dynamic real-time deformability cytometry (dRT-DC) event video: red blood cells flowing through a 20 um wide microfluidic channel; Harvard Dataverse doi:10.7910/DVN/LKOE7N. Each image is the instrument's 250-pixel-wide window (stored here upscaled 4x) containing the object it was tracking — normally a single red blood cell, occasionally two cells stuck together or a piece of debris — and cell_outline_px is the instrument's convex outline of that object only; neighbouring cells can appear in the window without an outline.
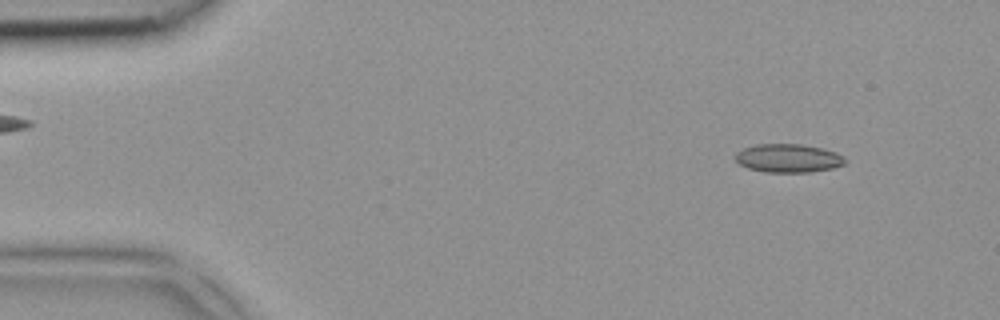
{"species": "common noctule bat (a hibernating species)", "species_latin": "Nyctalus noctula", "temperature_condition": "room temperature", "stored_images_in_passage": 4, "camera_frame_rate_fps": 3000, "um_per_image_px": 0.085, "animal": {"sex": "female", "body_mass_g": 18.4}, "frame": {"image": 1, "passage_image": 1, "time_ms": 0.0, "image_size_px": [1000, 320], "cell_outline_px": [[844, 164], [832, 168], [808, 172], [764, 172], [748, 168], [740, 164], [732, 156], [736, 152], [744, 148], [756, 144], [800, 144], [820, 148], [836, 152], [844, 156]], "centroid_in_image_um": [66.95, 13.44], "position_along_channel_um": 18.0, "area_um2": 18.15}}
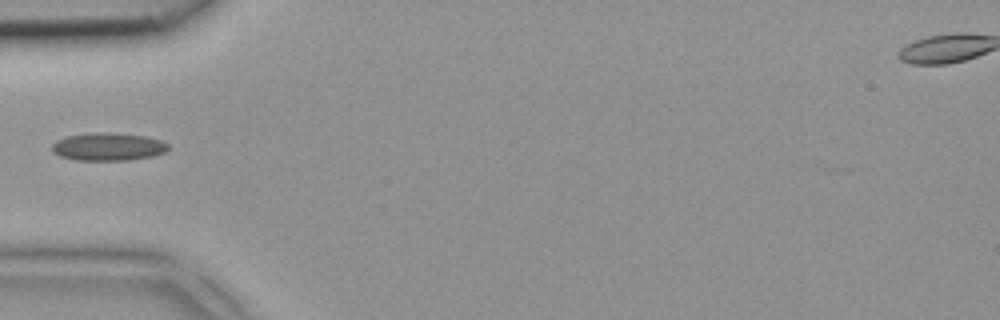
{"frame": {"image": 2, "passage_image": 4, "time_ms": 1.0, "image_size_px": [1000, 320], "cell_outline_px": [[168, 148], [164, 152], [152, 156], [128, 160], [76, 160], [60, 156], [52, 152], [52, 144], [56, 140], [64, 136], [92, 132], [112, 132], [144, 136], [160, 140], [168, 144]], "centroid_in_image_um": [9.14, 12.46], "position_along_channel_um": 75.9, "area_um2": 18.96}}